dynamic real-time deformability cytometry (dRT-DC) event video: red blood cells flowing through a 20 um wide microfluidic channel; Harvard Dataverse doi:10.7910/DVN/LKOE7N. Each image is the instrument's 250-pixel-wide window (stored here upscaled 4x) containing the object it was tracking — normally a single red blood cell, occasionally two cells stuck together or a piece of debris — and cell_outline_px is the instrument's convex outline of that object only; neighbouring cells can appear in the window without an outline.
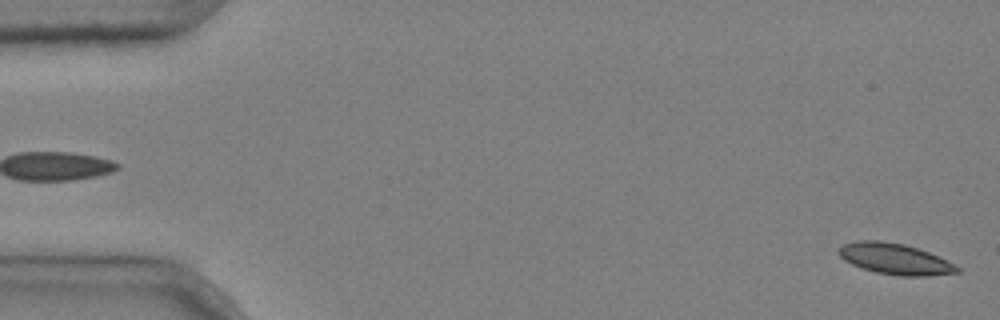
{"species": "common noctule bat (a hibernating species)", "species_latin": "Nyctalus noctula", "temperature_condition": "cold", "stored_images_in_passage": 4, "segment_of_instrument_passage": [2, 2], "camera_frame_rate_fps": 3000, "um_per_image_px": 0.085, "animal": {"sex": "male", "body_mass_g": 20.4}, "frame": {"image": 1, "passage_image": 4, "time_ms": 1.0, "image_size_px": [1000, 320], "cell_outline_px": [[960, 272], [928, 276], [900, 276], [876, 272], [852, 264], [844, 260], [836, 252], [844, 244], [856, 240], [880, 240], [904, 244], [928, 252], [960, 268]], "centroid_in_image_um": [76.03, 22.0], "position_along_channel_um": 9.0, "area_um2": 21.1}}